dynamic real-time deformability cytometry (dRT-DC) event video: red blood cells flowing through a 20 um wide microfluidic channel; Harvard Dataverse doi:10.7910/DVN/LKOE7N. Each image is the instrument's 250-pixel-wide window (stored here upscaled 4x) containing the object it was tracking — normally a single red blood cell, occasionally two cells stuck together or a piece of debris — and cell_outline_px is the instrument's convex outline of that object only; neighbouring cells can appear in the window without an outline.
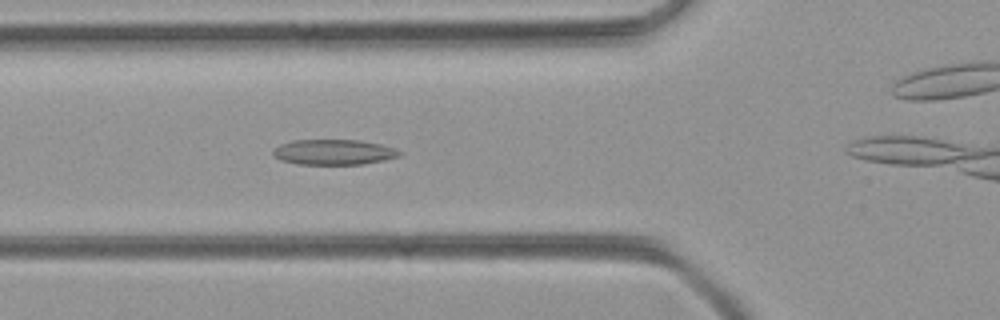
{"species": "common noctule bat (a hibernating species)", "species_latin": "Nyctalus noctula", "temperature_condition": "room temperature", "stored_images_in_passage": 34, "camera_frame_rate_fps": 3000, "um_per_image_px": 0.085, "animal": {"sex": "female", "body_mass_g": 21.9}, "frame": {"image": 1, "passage_image": 12, "time_ms": 3.667, "image_size_px": [1000, 320], "cell_outline_px": [[404, 152], [400, 156], [384, 160], [364, 164], [296, 164], [280, 160], [272, 156], [272, 148], [280, 144], [292, 140], [360, 140], [380, 144], [396, 148]], "centroid_in_image_um": [28.35, 12.93], "position_along_channel_um": 97.4, "area_um2": 18.96}}
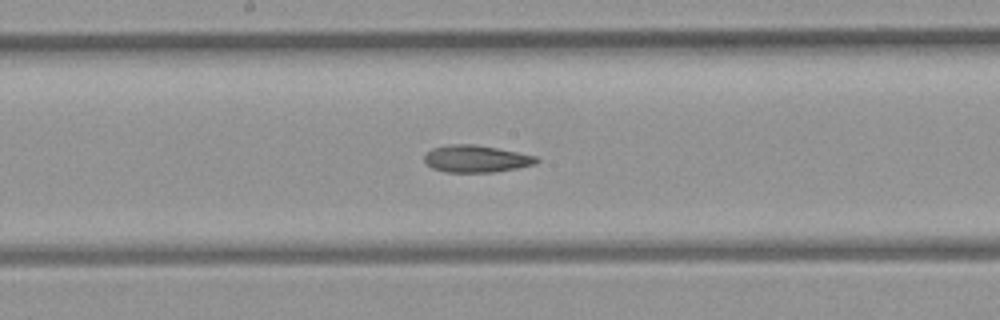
{"frame": {"image": 2, "passage_image": 20, "time_ms": 6.333, "image_size_px": [1000, 320], "cell_outline_px": [[540, 160], [536, 164], [516, 168], [492, 172], [444, 172], [432, 168], [424, 160], [424, 156], [432, 148], [452, 144], [476, 144], [536, 156]], "centroid_in_image_um": [40.46, 13.5], "position_along_channel_um": 207.7, "area_um2": 17.57}}
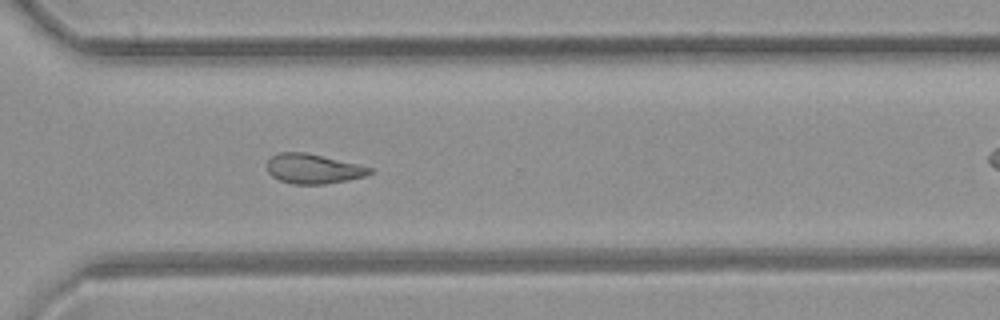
{"frame": {"image": 3, "passage_image": 30, "time_ms": 9.667, "image_size_px": [1000, 320], "cell_outline_px": [[376, 168], [372, 172], [364, 176], [348, 180], [324, 184], [292, 184], [280, 180], [272, 176], [268, 172], [268, 160], [272, 156], [280, 152], [304, 152]], "centroid_in_image_um": [26.65, 14.35], "position_along_channel_um": 344.0, "area_um2": 17.69}}